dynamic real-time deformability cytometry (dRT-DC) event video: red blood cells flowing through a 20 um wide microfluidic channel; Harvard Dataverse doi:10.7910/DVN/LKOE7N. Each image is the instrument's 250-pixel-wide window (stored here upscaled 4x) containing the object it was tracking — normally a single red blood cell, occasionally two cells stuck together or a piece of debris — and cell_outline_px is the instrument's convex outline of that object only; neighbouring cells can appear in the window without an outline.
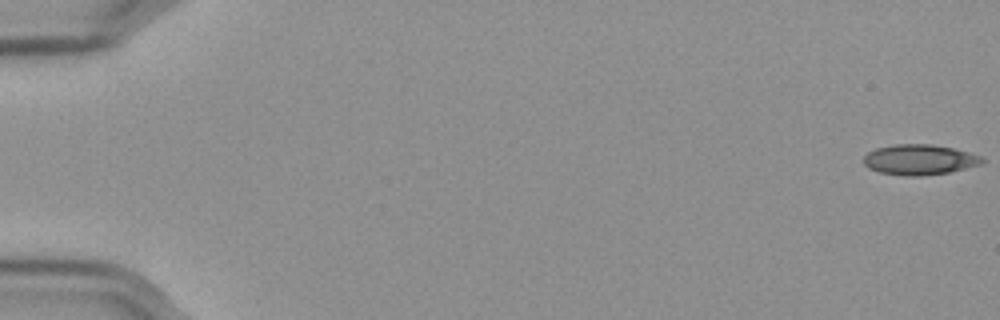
{"species": "Egyptian fruit bat (a non-hibernating species)", "species_latin": "Rousettus aegyptiacus", "temperature_condition": "cold", "stored_images_in_passage": 58, "camera_frame_rate_fps": 3000, "um_per_image_px": 0.085, "frame": {"image": 1, "passage_image": 1, "time_ms": 0.0, "image_size_px": [1000, 320], "cell_outline_px": [[984, 160], [980, 164], [948, 172], [920, 176], [904, 176], [880, 172], [868, 168], [864, 164], [864, 156], [868, 152], [876, 148], [896, 144], [932, 144], [952, 148], [968, 152], [980, 156]], "centroid_in_image_um": [78.11, 13.57], "position_along_channel_um": 6.9, "area_um2": 20.75}}
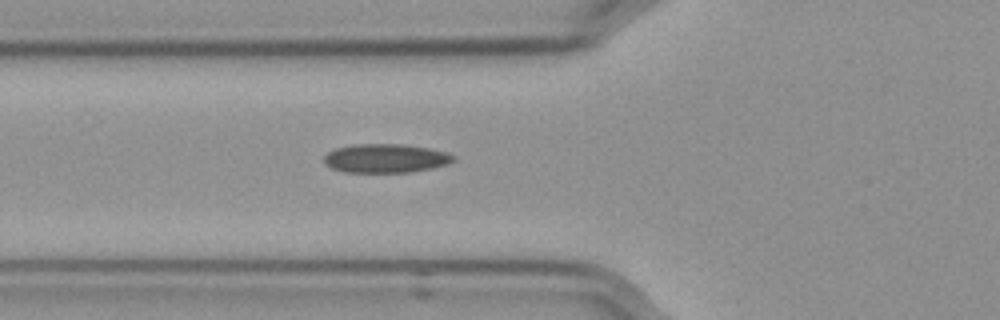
{"frame": {"image": 2, "passage_image": 22, "time_ms": 7.0, "image_size_px": [1000, 320], "cell_outline_px": [[456, 160], [448, 164], [432, 168], [412, 172], [344, 172], [332, 168], [324, 164], [324, 156], [328, 152], [336, 148], [352, 144], [404, 144], [428, 148], [444, 152], [456, 156]], "centroid_in_image_um": [32.78, 13.46], "position_along_channel_um": 93.0, "area_um2": 21.85}}
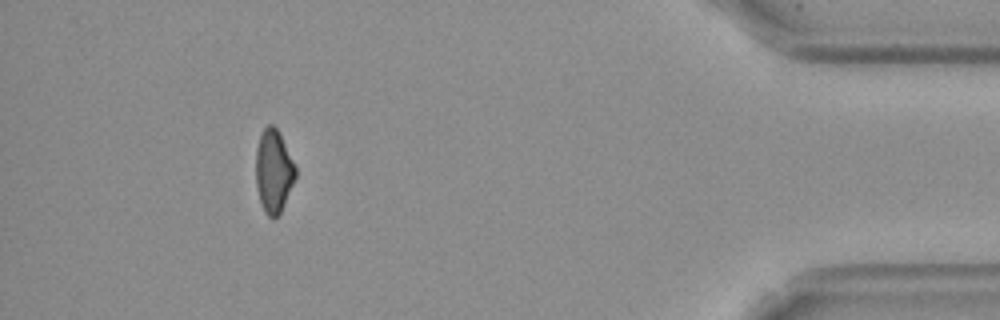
{"frame": {"image": 3, "passage_image": 53, "time_ms": 17.333, "image_size_px": [1000, 320], "cell_outline_px": [[296, 176], [280, 212], [272, 220], [264, 212], [260, 200], [256, 184], [256, 148], [260, 136], [264, 128], [268, 124], [272, 124], [276, 128], [296, 168]], "centroid_in_image_um": [23.23, 14.56], "position_along_channel_um": 412.0, "area_um2": 18.73}}